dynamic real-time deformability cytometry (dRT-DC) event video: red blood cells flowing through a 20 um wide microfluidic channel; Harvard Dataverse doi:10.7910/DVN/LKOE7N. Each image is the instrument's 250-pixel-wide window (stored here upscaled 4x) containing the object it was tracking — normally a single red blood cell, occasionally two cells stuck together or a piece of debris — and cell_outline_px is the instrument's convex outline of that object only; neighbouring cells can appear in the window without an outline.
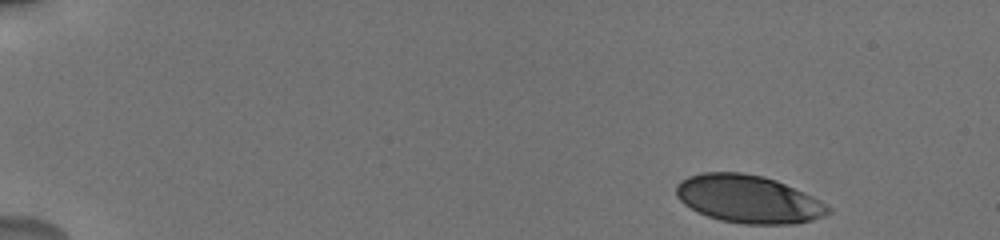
{"species": "human", "species_latin": "Homo sapiens", "temperature_condition": "cold", "stored_images_in_passage": 35, "camera_frame_rate_fps": 3000, "um_per_image_px": 0.085, "donor": {"sex": "male"}, "frame": {"image": 1, "passage_image": 1, "time_ms": 0.0, "image_size_px": [1000, 240], "cell_outline_px": [[832, 212], [824, 216], [812, 220], [792, 224], [744, 224], [720, 220], [708, 216], [684, 204], [676, 196], [676, 184], [680, 180], [688, 176], [700, 172], [744, 172], [764, 176], [776, 180], [804, 192], [820, 200], [832, 208]], "centroid_in_image_um": [63.62, 16.91], "position_along_channel_um": 21.4, "area_um2": 42.54}}
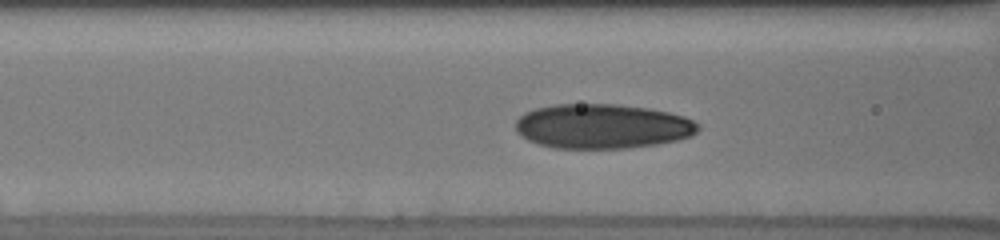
{"frame": {"image": 2, "passage_image": 24, "time_ms": 6.0, "image_size_px": [1000, 240], "cell_outline_px": [[700, 128], [692, 136], [676, 140], [656, 144], [624, 148], [556, 148], [540, 144], [528, 140], [516, 132], [516, 120], [524, 112], [536, 108], [552, 104], [616, 104], [648, 108], [668, 112], [684, 116], [700, 124]], "centroid_in_image_um": [51.19, 10.72], "position_along_channel_um": 115.4, "area_um2": 47.51}}
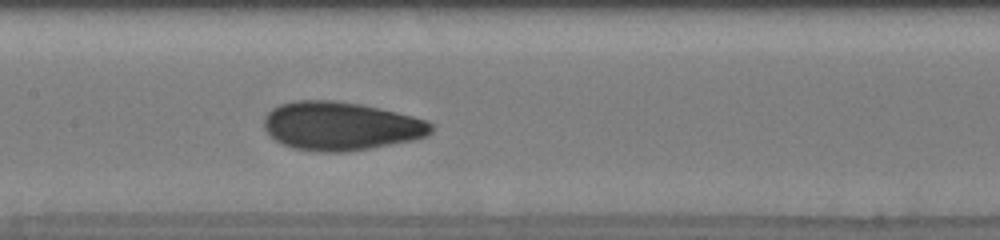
{"frame": {"image": 3, "passage_image": 32, "time_ms": 7.667, "image_size_px": [1000, 240], "cell_outline_px": [[432, 132], [428, 136], [412, 140], [368, 148], [344, 152], [316, 152], [292, 148], [276, 140], [264, 128], [264, 116], [272, 108], [280, 104], [292, 100], [332, 100], [360, 104], [380, 108], [428, 120], [432, 124]], "centroid_in_image_um": [28.95, 10.71], "position_along_channel_um": 178.4, "area_um2": 47.28}}